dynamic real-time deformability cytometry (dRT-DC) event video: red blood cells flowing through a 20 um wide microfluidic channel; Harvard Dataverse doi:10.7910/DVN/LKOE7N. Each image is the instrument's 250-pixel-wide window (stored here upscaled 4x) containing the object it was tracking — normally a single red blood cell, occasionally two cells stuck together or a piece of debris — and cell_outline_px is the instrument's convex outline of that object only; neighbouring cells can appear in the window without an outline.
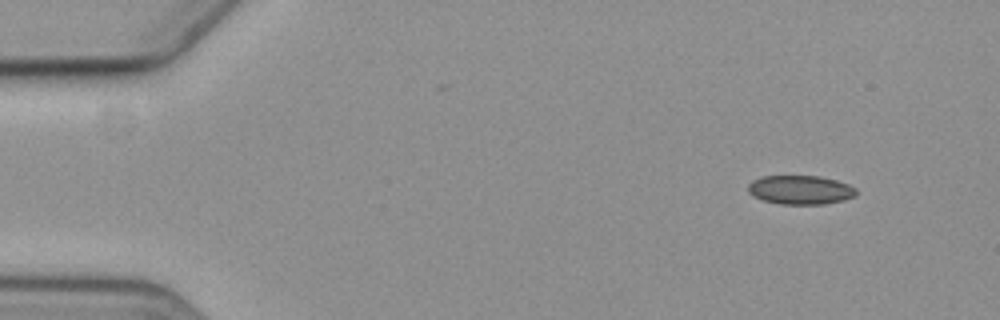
{"species": "common noctule bat (a hibernating species)", "species_latin": "Nyctalus noctula", "temperature_condition": "cold", "stored_images_in_passage": 5, "camera_frame_rate_fps": 3000, "um_per_image_px": 0.085, "animal": {"sex": "female", "body_mass_g": 19.3, "forearm_length_mm": 54.1}, "frame": {"image": 1, "passage_image": 1, "time_ms": 0.0, "image_size_px": [1000, 320], "cell_outline_px": [[856, 196], [844, 200], [824, 204], [780, 204], [764, 200], [752, 196], [748, 192], [748, 184], [752, 180], [764, 176], [820, 176], [836, 180], [848, 184], [856, 188]], "centroid_in_image_um": [68.03, 16.14], "position_along_channel_um": 17.0, "area_um2": 18.32}}
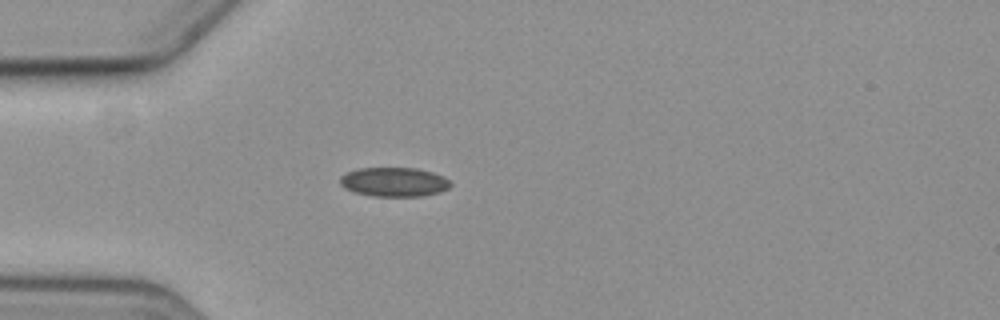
{"frame": {"image": 2, "passage_image": 4, "time_ms": 3.667, "image_size_px": [1000, 320], "cell_outline_px": [[452, 184], [448, 188], [440, 192], [420, 196], [372, 196], [356, 192], [344, 188], [340, 184], [340, 176], [348, 172], [360, 168], [416, 168], [432, 172], [444, 176]], "centroid_in_image_um": [33.5, 15.46], "position_along_channel_um": 51.5, "area_um2": 18.73}}